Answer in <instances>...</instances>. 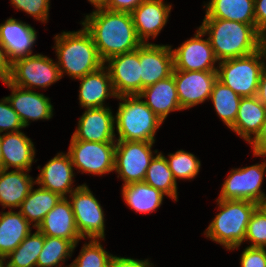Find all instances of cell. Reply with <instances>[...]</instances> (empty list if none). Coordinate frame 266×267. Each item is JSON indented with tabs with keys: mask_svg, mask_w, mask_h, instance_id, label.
Masks as SVG:
<instances>
[{
	"mask_svg": "<svg viewBox=\"0 0 266 267\" xmlns=\"http://www.w3.org/2000/svg\"><path fill=\"white\" fill-rule=\"evenodd\" d=\"M121 192L129 209L140 214H150L157 211L163 204L164 197L167 196L144 181L122 185Z\"/></svg>",
	"mask_w": 266,
	"mask_h": 267,
	"instance_id": "f1b7e54d",
	"label": "cell"
},
{
	"mask_svg": "<svg viewBox=\"0 0 266 267\" xmlns=\"http://www.w3.org/2000/svg\"><path fill=\"white\" fill-rule=\"evenodd\" d=\"M172 47L151 42L140 46L142 90L172 75L174 70Z\"/></svg>",
	"mask_w": 266,
	"mask_h": 267,
	"instance_id": "e0dca14e",
	"label": "cell"
},
{
	"mask_svg": "<svg viewBox=\"0 0 266 267\" xmlns=\"http://www.w3.org/2000/svg\"><path fill=\"white\" fill-rule=\"evenodd\" d=\"M77 80L81 82L78 100L83 109L109 107L107 104L105 105V100L110 97H118L105 65Z\"/></svg>",
	"mask_w": 266,
	"mask_h": 267,
	"instance_id": "44dd1931",
	"label": "cell"
},
{
	"mask_svg": "<svg viewBox=\"0 0 266 267\" xmlns=\"http://www.w3.org/2000/svg\"><path fill=\"white\" fill-rule=\"evenodd\" d=\"M38 169L40 174L35 179L36 184L43 189L60 195L62 198H67L81 186L75 187L73 184L75 181L73 179L75 177V168L68 153H57L42 168L38 166Z\"/></svg>",
	"mask_w": 266,
	"mask_h": 267,
	"instance_id": "2e32d148",
	"label": "cell"
},
{
	"mask_svg": "<svg viewBox=\"0 0 266 267\" xmlns=\"http://www.w3.org/2000/svg\"><path fill=\"white\" fill-rule=\"evenodd\" d=\"M241 98L242 97L236 94L231 88L217 79L209 100L212 101L218 117L228 128H230L236 120Z\"/></svg>",
	"mask_w": 266,
	"mask_h": 267,
	"instance_id": "d6a6232c",
	"label": "cell"
},
{
	"mask_svg": "<svg viewBox=\"0 0 266 267\" xmlns=\"http://www.w3.org/2000/svg\"><path fill=\"white\" fill-rule=\"evenodd\" d=\"M108 267H154L149 259L139 260L113 255Z\"/></svg>",
	"mask_w": 266,
	"mask_h": 267,
	"instance_id": "60d3db41",
	"label": "cell"
},
{
	"mask_svg": "<svg viewBox=\"0 0 266 267\" xmlns=\"http://www.w3.org/2000/svg\"><path fill=\"white\" fill-rule=\"evenodd\" d=\"M111 109L85 108L72 137L89 142H116L114 113Z\"/></svg>",
	"mask_w": 266,
	"mask_h": 267,
	"instance_id": "ac0fdd59",
	"label": "cell"
},
{
	"mask_svg": "<svg viewBox=\"0 0 266 267\" xmlns=\"http://www.w3.org/2000/svg\"><path fill=\"white\" fill-rule=\"evenodd\" d=\"M203 8L206 9L204 19H225L255 24L254 0H209Z\"/></svg>",
	"mask_w": 266,
	"mask_h": 267,
	"instance_id": "83f0119b",
	"label": "cell"
},
{
	"mask_svg": "<svg viewBox=\"0 0 266 267\" xmlns=\"http://www.w3.org/2000/svg\"><path fill=\"white\" fill-rule=\"evenodd\" d=\"M203 36L205 37V33L198 27L192 38L172 49L174 70L217 71L219 61L215 57L209 38L203 39Z\"/></svg>",
	"mask_w": 266,
	"mask_h": 267,
	"instance_id": "7c38bea8",
	"label": "cell"
},
{
	"mask_svg": "<svg viewBox=\"0 0 266 267\" xmlns=\"http://www.w3.org/2000/svg\"><path fill=\"white\" fill-rule=\"evenodd\" d=\"M116 142H89L71 136L68 149L73 167L81 174L102 176L114 171Z\"/></svg>",
	"mask_w": 266,
	"mask_h": 267,
	"instance_id": "30bf717a",
	"label": "cell"
},
{
	"mask_svg": "<svg viewBox=\"0 0 266 267\" xmlns=\"http://www.w3.org/2000/svg\"><path fill=\"white\" fill-rule=\"evenodd\" d=\"M144 182L160 190L173 201H178L177 182L162 152L156 153L151 160Z\"/></svg>",
	"mask_w": 266,
	"mask_h": 267,
	"instance_id": "4dcf8cb0",
	"label": "cell"
},
{
	"mask_svg": "<svg viewBox=\"0 0 266 267\" xmlns=\"http://www.w3.org/2000/svg\"><path fill=\"white\" fill-rule=\"evenodd\" d=\"M62 197L52 191L41 188H31L29 194L19 207V212L33 226L38 228L46 214L55 207ZM34 223V224H33Z\"/></svg>",
	"mask_w": 266,
	"mask_h": 267,
	"instance_id": "f546056e",
	"label": "cell"
},
{
	"mask_svg": "<svg viewBox=\"0 0 266 267\" xmlns=\"http://www.w3.org/2000/svg\"><path fill=\"white\" fill-rule=\"evenodd\" d=\"M138 95L163 122L170 112L182 111L173 74L144 88Z\"/></svg>",
	"mask_w": 266,
	"mask_h": 267,
	"instance_id": "cb8c5ba5",
	"label": "cell"
},
{
	"mask_svg": "<svg viewBox=\"0 0 266 267\" xmlns=\"http://www.w3.org/2000/svg\"><path fill=\"white\" fill-rule=\"evenodd\" d=\"M218 212L203 232L226 250H238L244 242L252 213L259 206L246 200H216Z\"/></svg>",
	"mask_w": 266,
	"mask_h": 267,
	"instance_id": "277c9868",
	"label": "cell"
},
{
	"mask_svg": "<svg viewBox=\"0 0 266 267\" xmlns=\"http://www.w3.org/2000/svg\"><path fill=\"white\" fill-rule=\"evenodd\" d=\"M26 170H0V205L4 209H18L36 184Z\"/></svg>",
	"mask_w": 266,
	"mask_h": 267,
	"instance_id": "d4e9b609",
	"label": "cell"
},
{
	"mask_svg": "<svg viewBox=\"0 0 266 267\" xmlns=\"http://www.w3.org/2000/svg\"><path fill=\"white\" fill-rule=\"evenodd\" d=\"M256 28L266 37V0H254Z\"/></svg>",
	"mask_w": 266,
	"mask_h": 267,
	"instance_id": "7bdbcfd3",
	"label": "cell"
},
{
	"mask_svg": "<svg viewBox=\"0 0 266 267\" xmlns=\"http://www.w3.org/2000/svg\"><path fill=\"white\" fill-rule=\"evenodd\" d=\"M266 120V107L257 96L242 97L234 124L229 128L248 144L260 132Z\"/></svg>",
	"mask_w": 266,
	"mask_h": 267,
	"instance_id": "484cf974",
	"label": "cell"
},
{
	"mask_svg": "<svg viewBox=\"0 0 266 267\" xmlns=\"http://www.w3.org/2000/svg\"><path fill=\"white\" fill-rule=\"evenodd\" d=\"M117 96L138 95L142 91L140 47L110 57L104 62Z\"/></svg>",
	"mask_w": 266,
	"mask_h": 267,
	"instance_id": "4fadbf2b",
	"label": "cell"
},
{
	"mask_svg": "<svg viewBox=\"0 0 266 267\" xmlns=\"http://www.w3.org/2000/svg\"><path fill=\"white\" fill-rule=\"evenodd\" d=\"M240 256V267H266V248L247 246Z\"/></svg>",
	"mask_w": 266,
	"mask_h": 267,
	"instance_id": "ab89813d",
	"label": "cell"
},
{
	"mask_svg": "<svg viewBox=\"0 0 266 267\" xmlns=\"http://www.w3.org/2000/svg\"><path fill=\"white\" fill-rule=\"evenodd\" d=\"M254 165L232 168L221 185L217 199L246 200L258 205L266 198L262 184L266 176V158Z\"/></svg>",
	"mask_w": 266,
	"mask_h": 267,
	"instance_id": "52a82bcc",
	"label": "cell"
},
{
	"mask_svg": "<svg viewBox=\"0 0 266 267\" xmlns=\"http://www.w3.org/2000/svg\"><path fill=\"white\" fill-rule=\"evenodd\" d=\"M258 100L266 107V63L263 66L257 92Z\"/></svg>",
	"mask_w": 266,
	"mask_h": 267,
	"instance_id": "bcb514c9",
	"label": "cell"
},
{
	"mask_svg": "<svg viewBox=\"0 0 266 267\" xmlns=\"http://www.w3.org/2000/svg\"><path fill=\"white\" fill-rule=\"evenodd\" d=\"M91 5L95 8L94 11L107 10L110 5V0H88Z\"/></svg>",
	"mask_w": 266,
	"mask_h": 267,
	"instance_id": "7dc6e473",
	"label": "cell"
},
{
	"mask_svg": "<svg viewBox=\"0 0 266 267\" xmlns=\"http://www.w3.org/2000/svg\"><path fill=\"white\" fill-rule=\"evenodd\" d=\"M80 22L91 35L103 62L137 50L143 44L137 36L131 13L100 10L85 15Z\"/></svg>",
	"mask_w": 266,
	"mask_h": 267,
	"instance_id": "6da1fadb",
	"label": "cell"
},
{
	"mask_svg": "<svg viewBox=\"0 0 266 267\" xmlns=\"http://www.w3.org/2000/svg\"><path fill=\"white\" fill-rule=\"evenodd\" d=\"M249 145H251L253 156L266 157V120L262 124L260 132Z\"/></svg>",
	"mask_w": 266,
	"mask_h": 267,
	"instance_id": "b9f144b4",
	"label": "cell"
},
{
	"mask_svg": "<svg viewBox=\"0 0 266 267\" xmlns=\"http://www.w3.org/2000/svg\"><path fill=\"white\" fill-rule=\"evenodd\" d=\"M19 211L0 212V260H4L32 232Z\"/></svg>",
	"mask_w": 266,
	"mask_h": 267,
	"instance_id": "4316f807",
	"label": "cell"
},
{
	"mask_svg": "<svg viewBox=\"0 0 266 267\" xmlns=\"http://www.w3.org/2000/svg\"><path fill=\"white\" fill-rule=\"evenodd\" d=\"M265 61L266 44L248 56L222 60L217 68L218 80L241 97L256 96Z\"/></svg>",
	"mask_w": 266,
	"mask_h": 267,
	"instance_id": "8992f818",
	"label": "cell"
},
{
	"mask_svg": "<svg viewBox=\"0 0 266 267\" xmlns=\"http://www.w3.org/2000/svg\"><path fill=\"white\" fill-rule=\"evenodd\" d=\"M199 27L208 36L219 62L248 56L266 44V37L256 28V24L225 19H203Z\"/></svg>",
	"mask_w": 266,
	"mask_h": 267,
	"instance_id": "7a4b0ae2",
	"label": "cell"
},
{
	"mask_svg": "<svg viewBox=\"0 0 266 267\" xmlns=\"http://www.w3.org/2000/svg\"><path fill=\"white\" fill-rule=\"evenodd\" d=\"M172 4L164 0H144L131 12L134 27L142 43H150L166 26L171 13Z\"/></svg>",
	"mask_w": 266,
	"mask_h": 267,
	"instance_id": "d6986e66",
	"label": "cell"
},
{
	"mask_svg": "<svg viewBox=\"0 0 266 267\" xmlns=\"http://www.w3.org/2000/svg\"><path fill=\"white\" fill-rule=\"evenodd\" d=\"M249 241L250 247L266 248V212L258 206L252 213L244 242Z\"/></svg>",
	"mask_w": 266,
	"mask_h": 267,
	"instance_id": "8d00e7d4",
	"label": "cell"
},
{
	"mask_svg": "<svg viewBox=\"0 0 266 267\" xmlns=\"http://www.w3.org/2000/svg\"><path fill=\"white\" fill-rule=\"evenodd\" d=\"M34 142L22 131L1 134L3 169L30 171L36 154Z\"/></svg>",
	"mask_w": 266,
	"mask_h": 267,
	"instance_id": "603a6c76",
	"label": "cell"
},
{
	"mask_svg": "<svg viewBox=\"0 0 266 267\" xmlns=\"http://www.w3.org/2000/svg\"><path fill=\"white\" fill-rule=\"evenodd\" d=\"M77 247L72 241L59 237L44 236V245L38 256L36 267H68L65 261L72 257Z\"/></svg>",
	"mask_w": 266,
	"mask_h": 267,
	"instance_id": "836d02e7",
	"label": "cell"
},
{
	"mask_svg": "<svg viewBox=\"0 0 266 267\" xmlns=\"http://www.w3.org/2000/svg\"><path fill=\"white\" fill-rule=\"evenodd\" d=\"M3 169V155L1 150V134H0V170Z\"/></svg>",
	"mask_w": 266,
	"mask_h": 267,
	"instance_id": "c3c4849f",
	"label": "cell"
},
{
	"mask_svg": "<svg viewBox=\"0 0 266 267\" xmlns=\"http://www.w3.org/2000/svg\"><path fill=\"white\" fill-rule=\"evenodd\" d=\"M172 74L182 110L208 101L218 79L217 71L173 70Z\"/></svg>",
	"mask_w": 266,
	"mask_h": 267,
	"instance_id": "5bb4252c",
	"label": "cell"
},
{
	"mask_svg": "<svg viewBox=\"0 0 266 267\" xmlns=\"http://www.w3.org/2000/svg\"><path fill=\"white\" fill-rule=\"evenodd\" d=\"M76 226L82 239L105 241V215L103 207L86 183L81 184L69 197Z\"/></svg>",
	"mask_w": 266,
	"mask_h": 267,
	"instance_id": "8fae6325",
	"label": "cell"
},
{
	"mask_svg": "<svg viewBox=\"0 0 266 267\" xmlns=\"http://www.w3.org/2000/svg\"><path fill=\"white\" fill-rule=\"evenodd\" d=\"M43 245L44 235L36 228L2 262L5 267H36Z\"/></svg>",
	"mask_w": 266,
	"mask_h": 267,
	"instance_id": "1f68e13d",
	"label": "cell"
},
{
	"mask_svg": "<svg viewBox=\"0 0 266 267\" xmlns=\"http://www.w3.org/2000/svg\"><path fill=\"white\" fill-rule=\"evenodd\" d=\"M11 5L18 11L29 14L41 23H47L49 19L50 0H10Z\"/></svg>",
	"mask_w": 266,
	"mask_h": 267,
	"instance_id": "74e56055",
	"label": "cell"
},
{
	"mask_svg": "<svg viewBox=\"0 0 266 267\" xmlns=\"http://www.w3.org/2000/svg\"><path fill=\"white\" fill-rule=\"evenodd\" d=\"M25 128L18 113L11 107L7 97L0 100V134L18 132Z\"/></svg>",
	"mask_w": 266,
	"mask_h": 267,
	"instance_id": "f35d334b",
	"label": "cell"
},
{
	"mask_svg": "<svg viewBox=\"0 0 266 267\" xmlns=\"http://www.w3.org/2000/svg\"><path fill=\"white\" fill-rule=\"evenodd\" d=\"M143 1L144 0H110V5L107 9L112 11L131 13Z\"/></svg>",
	"mask_w": 266,
	"mask_h": 267,
	"instance_id": "ee69618b",
	"label": "cell"
},
{
	"mask_svg": "<svg viewBox=\"0 0 266 267\" xmlns=\"http://www.w3.org/2000/svg\"><path fill=\"white\" fill-rule=\"evenodd\" d=\"M36 40V29L26 22L10 17L0 24V43L11 62L33 55Z\"/></svg>",
	"mask_w": 266,
	"mask_h": 267,
	"instance_id": "ffe728a7",
	"label": "cell"
},
{
	"mask_svg": "<svg viewBox=\"0 0 266 267\" xmlns=\"http://www.w3.org/2000/svg\"><path fill=\"white\" fill-rule=\"evenodd\" d=\"M155 142L116 140L114 171L122 185L143 182L151 160L158 153Z\"/></svg>",
	"mask_w": 266,
	"mask_h": 267,
	"instance_id": "9c48e42d",
	"label": "cell"
},
{
	"mask_svg": "<svg viewBox=\"0 0 266 267\" xmlns=\"http://www.w3.org/2000/svg\"><path fill=\"white\" fill-rule=\"evenodd\" d=\"M165 158L176 182L177 179H194L200 172L201 161L193 153L180 149L168 154Z\"/></svg>",
	"mask_w": 266,
	"mask_h": 267,
	"instance_id": "e575fe53",
	"label": "cell"
},
{
	"mask_svg": "<svg viewBox=\"0 0 266 267\" xmlns=\"http://www.w3.org/2000/svg\"><path fill=\"white\" fill-rule=\"evenodd\" d=\"M102 241L89 239L88 243H84L70 267H108L113 255L104 249Z\"/></svg>",
	"mask_w": 266,
	"mask_h": 267,
	"instance_id": "d590c367",
	"label": "cell"
},
{
	"mask_svg": "<svg viewBox=\"0 0 266 267\" xmlns=\"http://www.w3.org/2000/svg\"><path fill=\"white\" fill-rule=\"evenodd\" d=\"M5 85L11 90V94L6 97L25 128L31 121L50 120L53 117L54 108L49 97L15 86L9 81Z\"/></svg>",
	"mask_w": 266,
	"mask_h": 267,
	"instance_id": "9a60e30c",
	"label": "cell"
},
{
	"mask_svg": "<svg viewBox=\"0 0 266 267\" xmlns=\"http://www.w3.org/2000/svg\"><path fill=\"white\" fill-rule=\"evenodd\" d=\"M12 62L7 56L6 50L0 43V80L6 84L10 80Z\"/></svg>",
	"mask_w": 266,
	"mask_h": 267,
	"instance_id": "f6af8a7d",
	"label": "cell"
},
{
	"mask_svg": "<svg viewBox=\"0 0 266 267\" xmlns=\"http://www.w3.org/2000/svg\"><path fill=\"white\" fill-rule=\"evenodd\" d=\"M44 236L59 237L75 245L83 240L78 232L72 206L68 198H62L44 217L37 228Z\"/></svg>",
	"mask_w": 266,
	"mask_h": 267,
	"instance_id": "7402d4cb",
	"label": "cell"
},
{
	"mask_svg": "<svg viewBox=\"0 0 266 267\" xmlns=\"http://www.w3.org/2000/svg\"><path fill=\"white\" fill-rule=\"evenodd\" d=\"M259 206L266 212V198L259 204Z\"/></svg>",
	"mask_w": 266,
	"mask_h": 267,
	"instance_id": "681fc988",
	"label": "cell"
},
{
	"mask_svg": "<svg viewBox=\"0 0 266 267\" xmlns=\"http://www.w3.org/2000/svg\"><path fill=\"white\" fill-rule=\"evenodd\" d=\"M55 56L61 77L68 75L72 80L98 70L104 62L89 32L82 25L78 31H63L54 36Z\"/></svg>",
	"mask_w": 266,
	"mask_h": 267,
	"instance_id": "3957f363",
	"label": "cell"
},
{
	"mask_svg": "<svg viewBox=\"0 0 266 267\" xmlns=\"http://www.w3.org/2000/svg\"><path fill=\"white\" fill-rule=\"evenodd\" d=\"M62 79L57 62L43 54H33L12 62L9 82L33 90L46 88Z\"/></svg>",
	"mask_w": 266,
	"mask_h": 267,
	"instance_id": "ba28073f",
	"label": "cell"
},
{
	"mask_svg": "<svg viewBox=\"0 0 266 267\" xmlns=\"http://www.w3.org/2000/svg\"><path fill=\"white\" fill-rule=\"evenodd\" d=\"M114 115L116 140L155 142L163 121L144 103L139 95H123Z\"/></svg>",
	"mask_w": 266,
	"mask_h": 267,
	"instance_id": "5b68a950",
	"label": "cell"
},
{
	"mask_svg": "<svg viewBox=\"0 0 266 267\" xmlns=\"http://www.w3.org/2000/svg\"><path fill=\"white\" fill-rule=\"evenodd\" d=\"M0 267H5L2 261H0Z\"/></svg>",
	"mask_w": 266,
	"mask_h": 267,
	"instance_id": "f907efd6",
	"label": "cell"
}]
</instances>
